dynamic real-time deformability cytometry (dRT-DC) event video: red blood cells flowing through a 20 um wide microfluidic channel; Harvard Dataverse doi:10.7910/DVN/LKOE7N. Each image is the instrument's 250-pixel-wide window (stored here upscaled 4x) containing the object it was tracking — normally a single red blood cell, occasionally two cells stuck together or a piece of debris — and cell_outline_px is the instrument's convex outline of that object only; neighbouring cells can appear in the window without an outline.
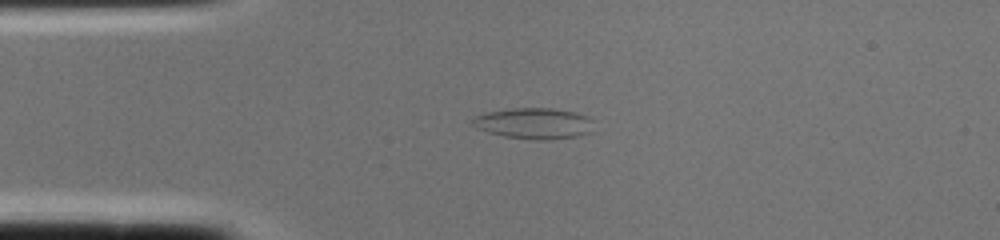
{"species": "common noctule bat (a hibernating species)", "species_latin": "Nyctalus noctula", "temperature_condition": "cold", "stored_images_in_passage": 1, "camera_frame_rate_fps": 3000, "um_per_image_px": 0.085, "animal": {"sex": "female", "body_mass_g": 22.0, "forearm_length_mm": 56.7}, "frame": {"image": 1, "passage_image": 1, "time_ms": 0.0, "image_size_px": [1000, 240], "cell_outline_px": [[592, 120], [588, 132], [576, 136], [548, 140], [536, 140], [504, 136], [488, 132], [476, 128], [468, 120], [476, 116], [488, 112], [512, 108], [552, 108], [572, 112], [588, 116]], "centroid_in_image_um": [45.32, 10.48], "position_along_channel_um": 39.7, "area_um2": 21.68}}